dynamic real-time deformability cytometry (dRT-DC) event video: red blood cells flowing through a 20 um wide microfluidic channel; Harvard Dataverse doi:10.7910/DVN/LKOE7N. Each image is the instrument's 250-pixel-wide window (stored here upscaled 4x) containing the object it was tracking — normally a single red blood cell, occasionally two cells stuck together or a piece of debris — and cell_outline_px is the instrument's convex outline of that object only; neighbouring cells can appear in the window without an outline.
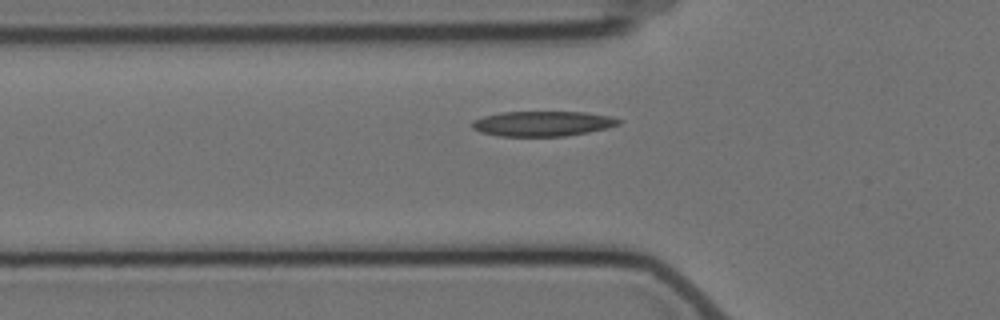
{"species": "Egyptian fruit bat (a non-hibernating species)", "species_latin": "Rousettus aegyptiacus", "temperature_condition": "cold", "stored_images_in_passage": 4, "camera_frame_rate_fps": 3000, "um_per_image_px": 0.085, "animal": {"sex": "female"}, "frame": {"image": 1, "passage_image": 4, "time_ms": 4.0, "image_size_px": [1000, 320], "cell_outline_px": [[620, 124], [608, 128], [588, 132], [564, 136], [500, 136], [480, 132], [472, 128], [472, 120], [484, 116], [500, 112], [584, 112], [612, 116], [620, 120]], "centroid_in_image_um": [46.12, 10.5], "position_along_channel_um": 79.7, "area_um2": 21.44}}